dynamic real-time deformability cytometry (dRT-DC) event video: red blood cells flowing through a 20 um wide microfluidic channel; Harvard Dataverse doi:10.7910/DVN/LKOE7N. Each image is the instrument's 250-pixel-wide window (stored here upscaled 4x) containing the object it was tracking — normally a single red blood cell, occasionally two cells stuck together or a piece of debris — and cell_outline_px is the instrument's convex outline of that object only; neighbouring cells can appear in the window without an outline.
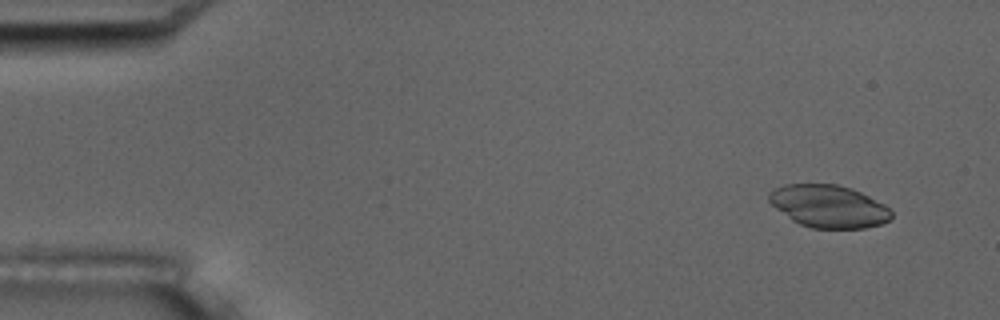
{"species": "common noctule bat (a hibernating species)", "species_latin": "Nyctalus noctula", "temperature_condition": "room temperature", "stored_images_in_passage": 7, "camera_frame_rate_fps": 3000, "um_per_image_px": 0.085, "animal": {"sex": "male", "body_mass_g": 17.5, "forearm_length_mm": 52.3}, "frame": {"image": 1, "passage_image": 2, "time_ms": 1.0, "image_size_px": [1000, 320], "cell_outline_px": [[892, 216], [888, 220], [880, 224], [864, 228], [812, 228], [800, 224], [792, 220], [776, 208], [768, 200], [768, 192], [784, 184], [836, 184], [852, 188], [884, 204], [892, 212]], "centroid_in_image_um": [70.42, 17.53], "position_along_channel_um": 14.6, "area_um2": 30.17}}